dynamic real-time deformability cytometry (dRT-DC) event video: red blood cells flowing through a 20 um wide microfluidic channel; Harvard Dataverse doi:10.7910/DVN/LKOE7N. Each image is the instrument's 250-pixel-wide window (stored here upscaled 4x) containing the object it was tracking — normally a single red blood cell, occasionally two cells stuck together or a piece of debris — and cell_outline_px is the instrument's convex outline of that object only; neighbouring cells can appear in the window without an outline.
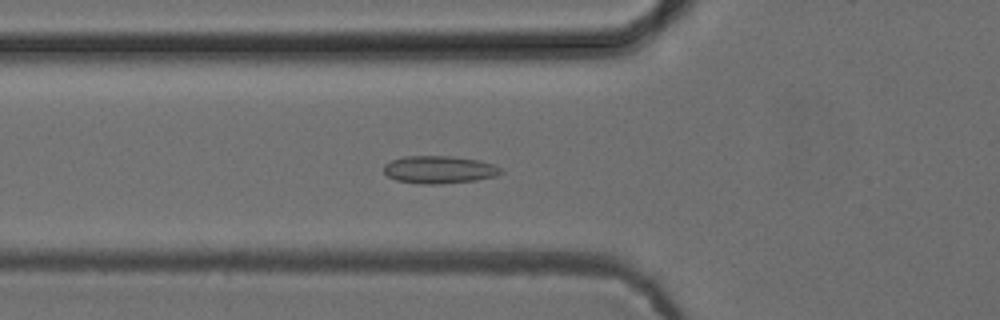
{"species": "common noctule bat (a hibernating species)", "species_latin": "Nyctalus noctula", "temperature_condition": "cold", "stored_images_in_passage": 52, "camera_frame_rate_fps": 3000, "um_per_image_px": 0.085, "animal": {"sex": "female", "body_mass_g": 24.6, "forearm_length_mm": 56.2}, "frame": {"image": 1, "passage_image": 19, "time_ms": 6.0, "image_size_px": [1000, 320], "cell_outline_px": [[504, 172], [496, 176], [476, 180], [440, 184], [420, 184], [396, 180], [388, 176], [384, 172], [384, 164], [392, 160], [404, 156], [452, 156], [480, 160], [504, 168]], "centroid_in_image_um": [37.37, 14.42], "position_along_channel_um": 88.4, "area_um2": 19.02}}
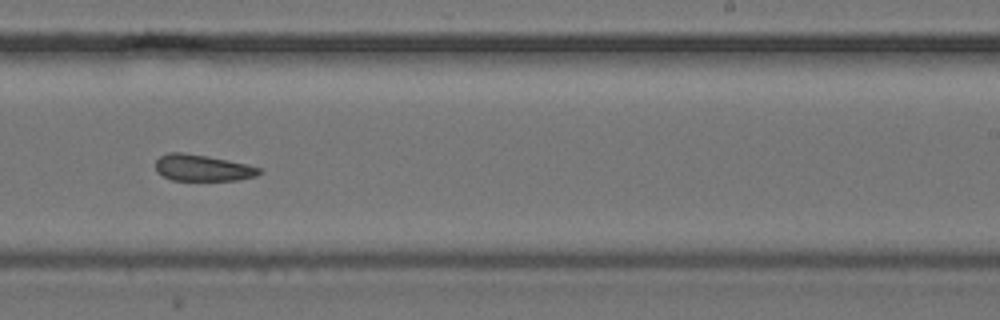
{"frame": {"image": 2, "passage_image": 33, "time_ms": 10.667, "image_size_px": [1000, 320], "cell_outline_px": [[264, 172], [256, 176], [240, 180], [172, 180], [156, 172], [156, 160], [160, 156], [168, 152], [184, 152], [208, 156], [248, 164], [260, 168]], "centroid_in_image_um": [17.24, 14.26], "position_along_channel_um": 271.8, "area_um2": 16.13}}
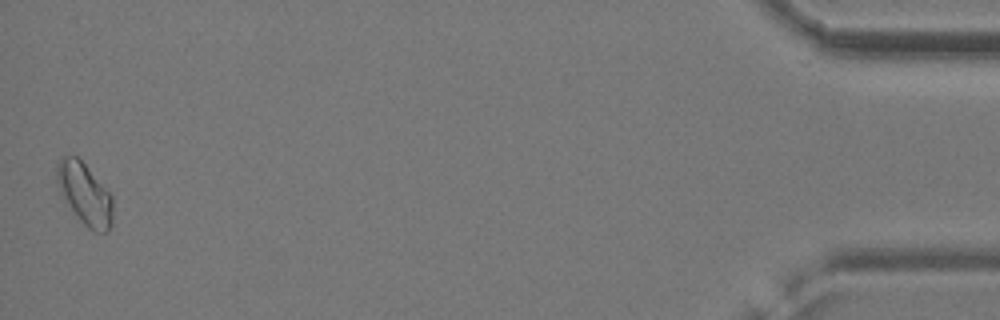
{"frame": {"image": 3, "passage_image": 52, "time_ms": 17.0, "image_size_px": [1000, 320], "cell_outline_px": [[112, 224], [108, 232], [92, 232], [80, 220], [60, 196], [56, 180], [56, 164], [60, 156], [76, 156], [84, 164], [112, 196]], "centroid_in_image_um": [7.16, 16.5], "position_along_channel_um": 428.0, "area_um2": 20.17}, "authors_computed_cell_mechanics": {"area_um2": 17.8602, "velocity_mm_per_s": 3.9255, "shape_relaxation_time_tau1_ms": null, "shape_relaxation_time_tau2_ms": 8.4223, "deformation_change_tau1": null, "deformation_change_tau2": 0.1546}}